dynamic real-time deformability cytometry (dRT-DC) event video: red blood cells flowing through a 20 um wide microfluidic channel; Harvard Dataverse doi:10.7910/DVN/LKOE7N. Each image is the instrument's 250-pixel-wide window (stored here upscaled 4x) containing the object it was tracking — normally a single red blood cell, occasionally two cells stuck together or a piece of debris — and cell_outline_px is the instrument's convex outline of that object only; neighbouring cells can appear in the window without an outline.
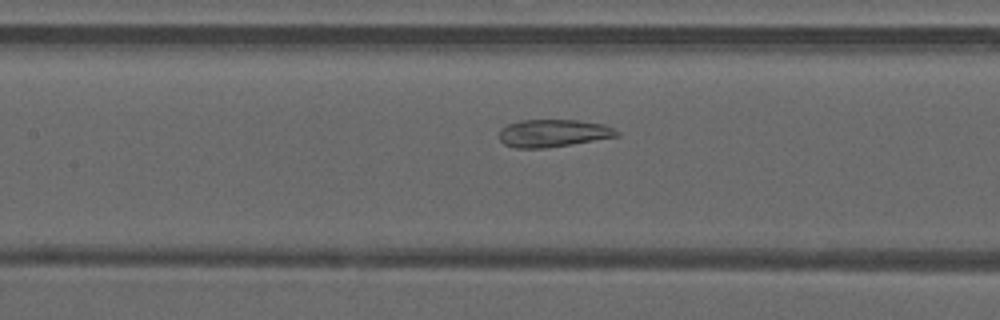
{"species": "common noctule bat (a hibernating species)", "species_latin": "Nyctalus noctula", "temperature_condition": "warm", "stored_images_in_passage": 49, "camera_frame_rate_fps": 3000, "um_per_image_px": 0.085, "animal": {"sex": "male", "forearm_length_mm": 52.5}, "frame": {"image": 1, "passage_image": 23, "time_ms": 7.333, "image_size_px": [1000, 320], "cell_outline_px": [[620, 136], [544, 148], [516, 148], [504, 144], [500, 140], [500, 128], [508, 124], [520, 120], [576, 120], [604, 124], [620, 132]], "centroid_in_image_um": [47.01, 11.31], "position_along_channel_um": 160.4, "area_um2": 18.79}}
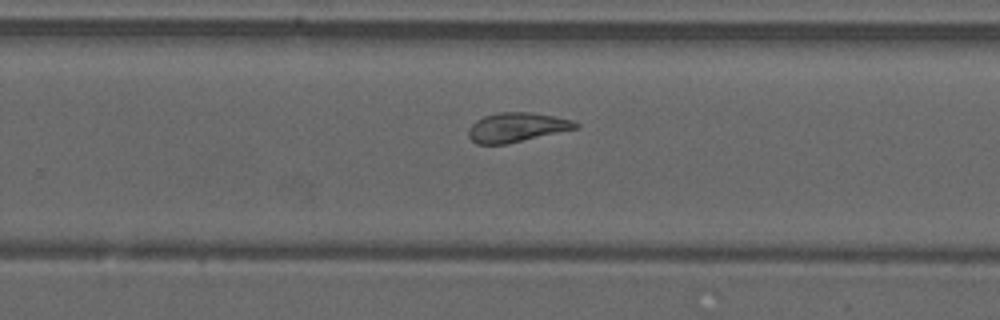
{"frame": {"image": 2, "passage_image": 32, "time_ms": 10.333, "image_size_px": [1000, 320], "cell_outline_px": [[580, 128], [508, 144], [476, 144], [468, 136], [468, 128], [476, 120], [484, 116], [496, 112], [532, 112], [572, 120], [580, 124]], "centroid_in_image_um": [43.93, 10.83], "position_along_channel_um": 285.9, "area_um2": 18.55}}
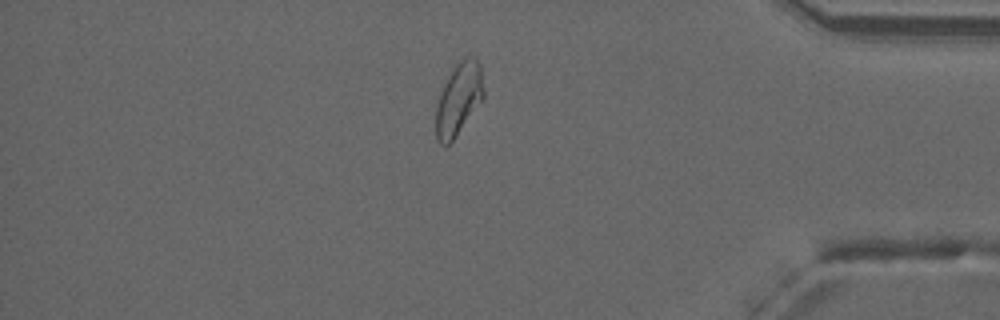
{"frame": {"image": 3, "passage_image": 42, "time_ms": 13.667, "image_size_px": [1000, 320], "cell_outline_px": [[484, 96], [456, 136], [444, 148], [436, 140], [436, 108], [440, 92], [452, 68], [464, 56], [472, 56], [480, 64], [484, 88]], "centroid_in_image_um": [38.97, 8.41], "position_along_channel_um": 396.2, "area_um2": 20.0}, "authors_computed_cell_mechanics": {"area_um2": 22.1374, "velocity_mm_per_s": 4.2053, "shape_relaxation_time_tau1_ms": null, "shape_relaxation_time_tau2_ms": 1.2107, "deformation_change_tau1": null, "deformation_change_tau2": 0.0976}}